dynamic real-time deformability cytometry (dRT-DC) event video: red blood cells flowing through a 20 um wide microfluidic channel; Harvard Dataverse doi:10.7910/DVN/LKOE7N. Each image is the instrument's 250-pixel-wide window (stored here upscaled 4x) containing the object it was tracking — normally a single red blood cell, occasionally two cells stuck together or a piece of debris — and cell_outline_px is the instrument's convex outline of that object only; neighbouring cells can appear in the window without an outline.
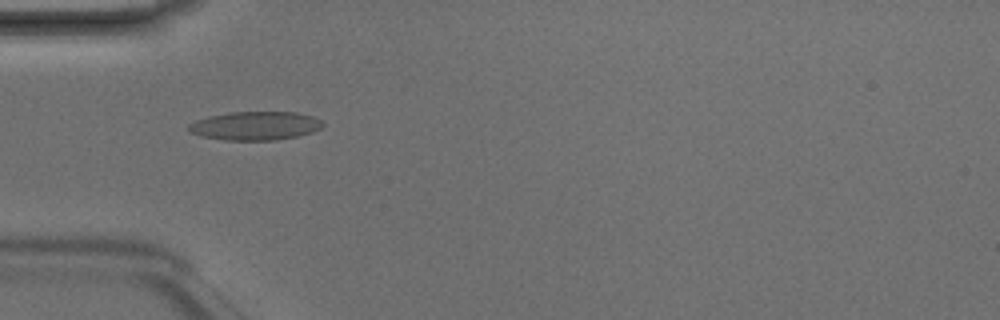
{"species": "Egyptian fruit bat (a non-hibernating species)", "species_latin": "Rousettus aegyptiacus", "temperature_condition": "room temperature", "stored_images_in_passage": 6, "camera_frame_rate_fps": 3000, "um_per_image_px": 0.085, "animal": {"sex": "male"}, "frame": {"image": 1, "passage_image": 4, "time_ms": 1.0, "image_size_px": [1000, 320], "cell_outline_px": [[324, 124], [320, 128], [312, 132], [296, 136], [276, 140], [224, 140], [200, 136], [192, 132], [188, 128], [188, 124], [196, 120], [208, 116], [232, 112], [296, 112], [312, 116], [324, 120]], "centroid_in_image_um": [21.71, 10.69], "position_along_channel_um": 63.3, "area_um2": 22.37}}